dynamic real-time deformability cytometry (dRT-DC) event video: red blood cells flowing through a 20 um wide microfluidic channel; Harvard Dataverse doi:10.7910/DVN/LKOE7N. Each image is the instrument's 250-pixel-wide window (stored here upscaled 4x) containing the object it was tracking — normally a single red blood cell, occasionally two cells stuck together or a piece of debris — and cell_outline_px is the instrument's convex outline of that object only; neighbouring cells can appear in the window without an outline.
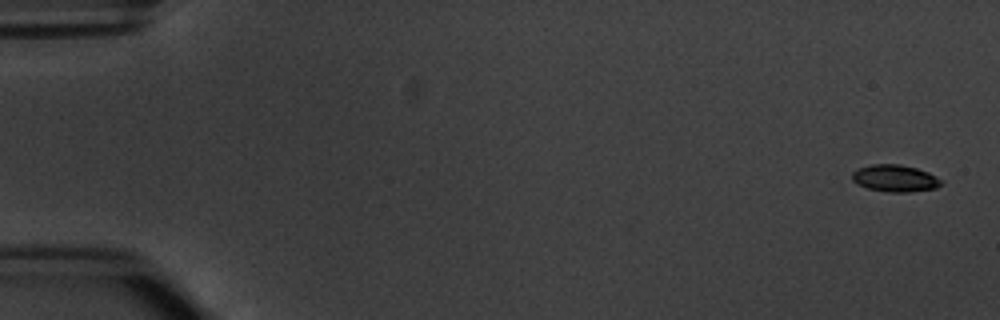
{"species": "common noctule bat (a hibernating species)", "species_latin": "Nyctalus noctula", "temperature_condition": "warm", "stored_images_in_passage": 7, "camera_frame_rate_fps": 3000, "um_per_image_px": 0.085, "animal": {"sex": "male", "body_mass_g": 20.1, "forearm_length_mm": 53.5}, "frame": {"image": 1, "passage_image": 1, "time_ms": 0.0, "image_size_px": [1000, 320], "cell_outline_px": [[944, 184], [936, 188], [908, 192], [888, 192], [868, 188], [856, 184], [852, 180], [852, 172], [856, 168], [872, 164], [900, 164], [916, 168], [928, 172], [936, 176]], "centroid_in_image_um": [76.05, 15.15], "position_along_channel_um": 8.9, "area_um2": 14.1}}
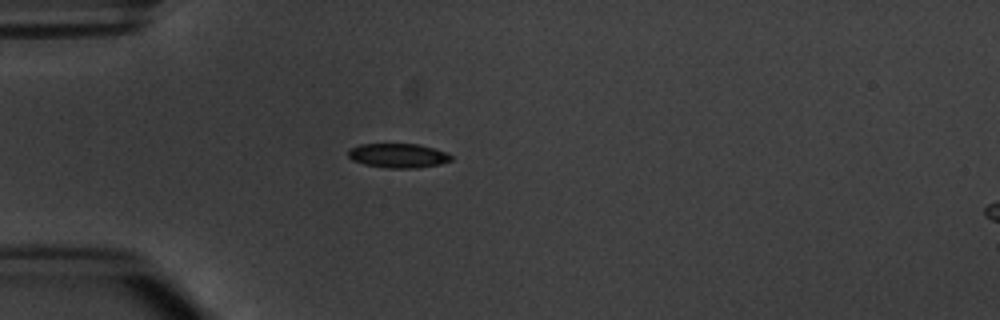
{"frame": {"image": 2, "passage_image": 5, "time_ms": 4.667, "image_size_px": [1000, 320], "cell_outline_px": [[452, 160], [440, 164], [416, 168], [388, 168], [364, 164], [352, 160], [348, 156], [348, 148], [360, 144], [416, 144], [448, 152], [452, 156]], "centroid_in_image_um": [33.83, 13.22], "position_along_channel_um": 51.2, "area_um2": 14.62}}